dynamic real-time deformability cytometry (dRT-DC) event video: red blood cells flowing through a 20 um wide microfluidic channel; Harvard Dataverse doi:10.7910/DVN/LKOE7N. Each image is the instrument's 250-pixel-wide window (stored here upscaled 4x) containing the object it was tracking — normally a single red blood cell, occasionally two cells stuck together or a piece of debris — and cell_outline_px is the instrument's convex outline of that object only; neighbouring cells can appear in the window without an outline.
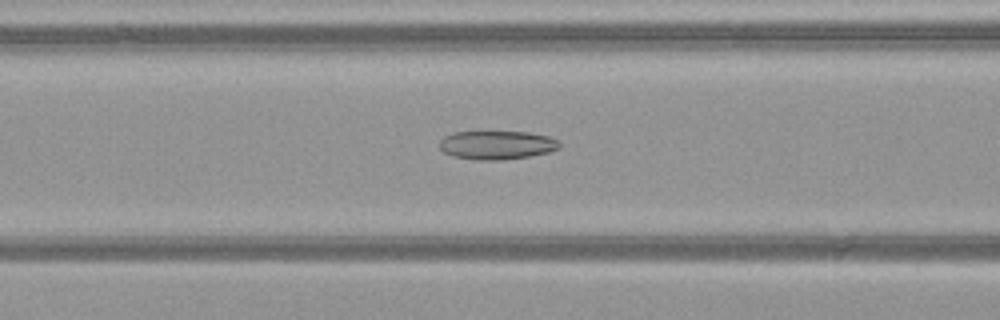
{"species": "common noctule bat (a hibernating species)", "species_latin": "Nyctalus noctula", "temperature_condition": "warm", "stored_images_in_passage": 51, "camera_frame_rate_fps": 3000, "um_per_image_px": 0.085, "animal": {"sex": "female", "body_mass_g": 21.9}, "frame": {"image": 1, "passage_image": 22, "time_ms": 7.0, "image_size_px": [1000, 320], "cell_outline_px": [[560, 148], [548, 152], [528, 156], [500, 160], [476, 160], [452, 156], [444, 152], [440, 148], [440, 140], [444, 136], [452, 132], [528, 132], [548, 136], [560, 140]], "centroid_in_image_um": [42.23, 12.32], "position_along_channel_um": 124.4, "area_um2": 20.06}}
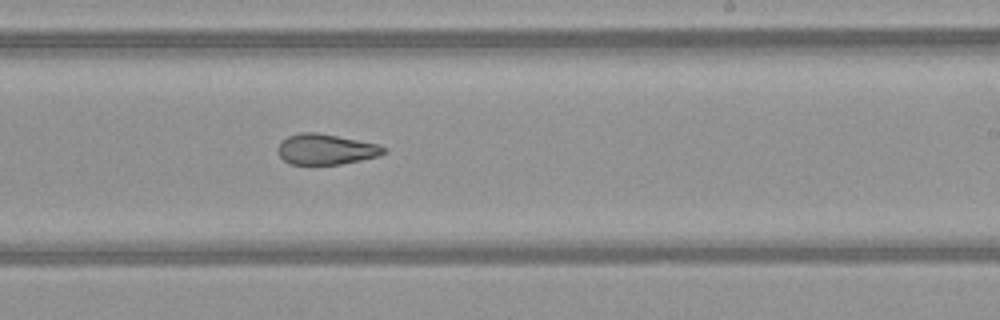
{"frame": {"image": 2, "passage_image": 32, "time_ms": 10.333, "image_size_px": [1000, 320], "cell_outline_px": [[388, 152], [380, 156], [340, 164], [288, 164], [280, 156], [276, 148], [288, 136], [300, 132], [316, 132], [380, 144], [388, 148]], "centroid_in_image_um": [27.75, 12.69], "position_along_channel_um": 261.3, "area_um2": 18.96}}
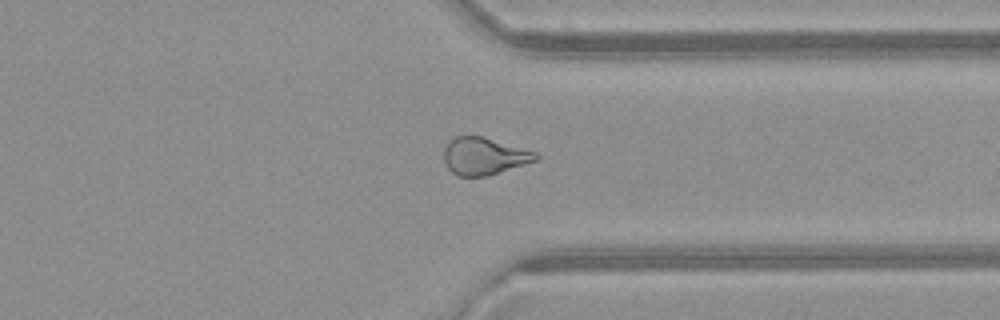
{"frame": {"image": 3, "passage_image": 40, "time_ms": 13.0, "image_size_px": [1000, 320], "cell_outline_px": [[540, 156], [536, 160], [488, 176], [460, 176], [452, 172], [448, 168], [444, 160], [444, 148], [456, 136], [484, 136], [536, 152]], "centroid_in_image_um": [41.15, 13.27], "position_along_channel_um": 370.2, "area_um2": 19.77}, "authors_computed_cell_mechanics": {"area_um2": 22.831, "velocity_mm_per_s": 4.1067, "shape_relaxation_time_tau1_ms": null, "shape_relaxation_time_tau2_ms": 2.9689, "deformation_change_tau1": null, "deformation_change_tau2": 0.1222}}